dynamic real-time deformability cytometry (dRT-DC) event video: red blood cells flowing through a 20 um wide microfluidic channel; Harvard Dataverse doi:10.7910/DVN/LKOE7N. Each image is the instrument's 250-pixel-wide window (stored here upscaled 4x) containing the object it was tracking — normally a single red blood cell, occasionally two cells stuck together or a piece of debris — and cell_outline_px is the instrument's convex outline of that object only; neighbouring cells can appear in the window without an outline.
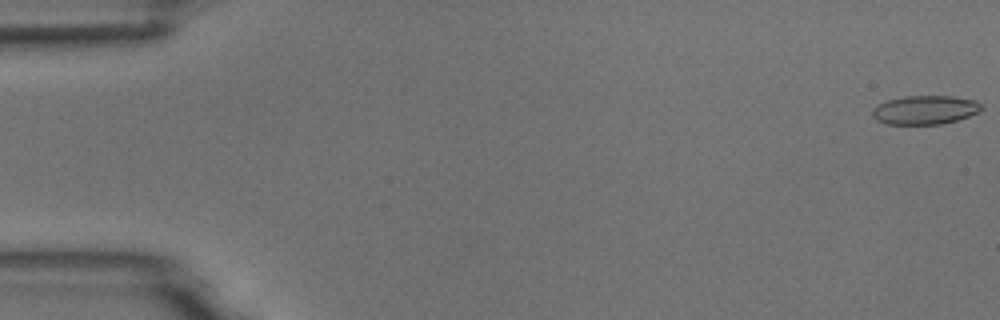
{"species": "common noctule bat (a hibernating species)", "species_latin": "Nyctalus noctula", "temperature_condition": "room temperature", "stored_images_in_passage": 8, "camera_frame_rate_fps": 3000, "um_per_image_px": 0.085, "animal": {"sex": "male", "body_mass_g": 18.8}, "frame": {"image": 1, "passage_image": 1, "time_ms": 0.0, "image_size_px": [1000, 320], "cell_outline_px": [[984, 108], [980, 112], [956, 120], [940, 124], [888, 124], [876, 120], [872, 116], [872, 108], [888, 100], [904, 96], [952, 96], [976, 100]], "centroid_in_image_um": [78.64, 9.34], "position_along_channel_um": 6.4, "area_um2": 18.32}}
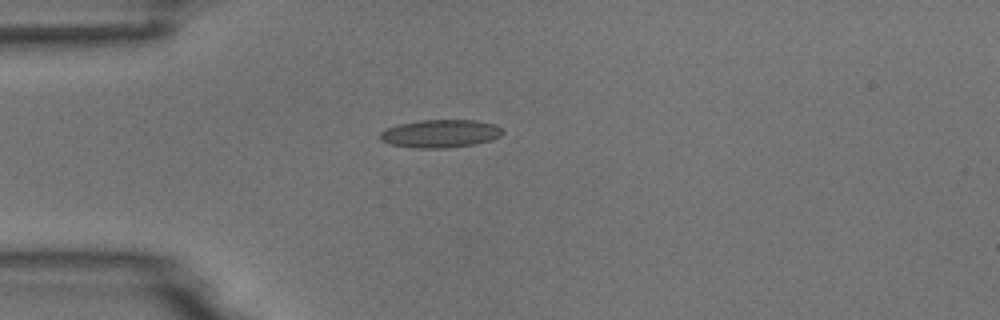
{"frame": {"image": 2, "passage_image": 5, "time_ms": 1.333, "image_size_px": [1000, 320], "cell_outline_px": [[504, 132], [500, 136], [492, 140], [476, 144], [448, 148], [412, 148], [388, 144], [380, 140], [380, 132], [388, 128], [400, 124], [420, 120], [476, 120], [496, 124]], "centroid_in_image_um": [37.44, 11.36], "position_along_channel_um": 47.6, "area_um2": 20.17}}